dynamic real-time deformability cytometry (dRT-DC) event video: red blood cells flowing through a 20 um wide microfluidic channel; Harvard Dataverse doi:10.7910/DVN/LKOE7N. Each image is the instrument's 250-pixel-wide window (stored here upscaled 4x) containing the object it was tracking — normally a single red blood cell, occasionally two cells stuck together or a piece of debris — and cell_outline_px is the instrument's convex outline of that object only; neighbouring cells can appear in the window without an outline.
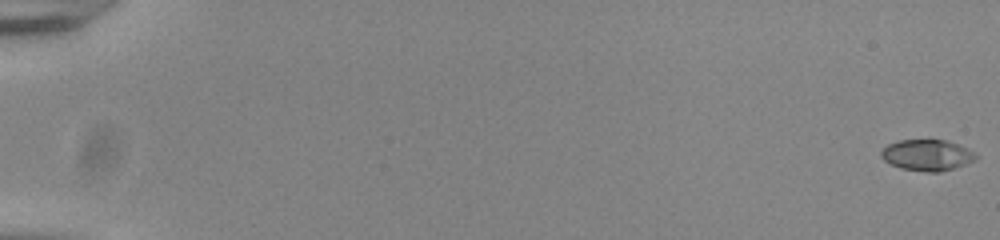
{"species": "common noctule bat (a hibernating species)", "species_latin": "Nyctalus noctula", "temperature_condition": "room temperature", "stored_images_in_passage": 56, "camera_frame_rate_fps": 3000, "um_per_image_px": 0.085, "animal": {"sex": "male", "body_mass_g": 20.0, "forearm_length_mm": 53.3}, "frame": {"image": 1, "passage_image": 1, "time_ms": 0.0, "image_size_px": [1000, 240], "cell_outline_px": [[976, 160], [956, 168], [940, 172], [928, 172], [900, 168], [884, 160], [880, 156], [880, 152], [888, 144], [900, 140], [948, 140], [976, 152]], "centroid_in_image_um": [78.83, 13.19], "position_along_channel_um": 6.2, "area_um2": 17.22}}
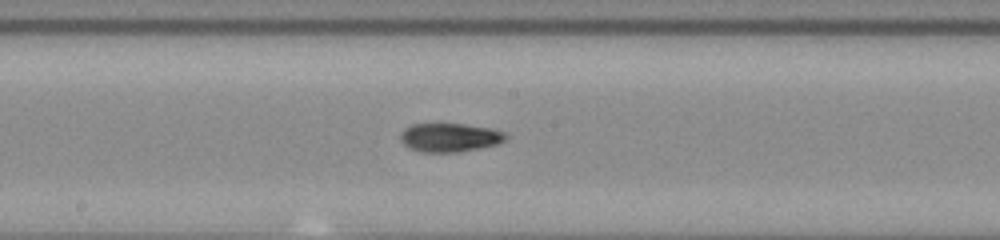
{"frame": {"image": 2, "passage_image": 32, "time_ms": 10.333, "image_size_px": [1000, 240], "cell_outline_px": [[508, 136], [504, 140], [496, 144], [480, 148], [460, 152], [420, 152], [408, 148], [400, 140], [400, 136], [404, 128], [412, 124], [464, 124], [492, 128], [504, 132]], "centroid_in_image_um": [38.21, 11.69], "position_along_channel_um": 210.0, "area_um2": 17.69}}
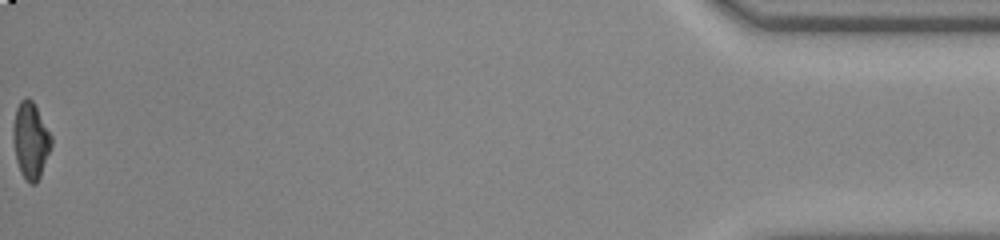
{"frame": {"image": 3, "passage_image": 56, "time_ms": 18.333, "image_size_px": [1000, 240], "cell_outline_px": [[52, 148], [40, 176], [36, 184], [28, 184], [20, 172], [16, 160], [12, 140], [12, 128], [16, 108], [20, 100], [24, 96], [28, 96], [32, 100], [52, 136]], "centroid_in_image_um": [2.59, 11.94], "position_along_channel_um": 432.6, "area_um2": 17.4}, "authors_computed_cell_mechanics": {"area_um2": 17.5134, "velocity_mm_per_s": 3.8825, "shape_relaxation_time_tau1_ms": 3.5728, "shape_relaxation_time_tau2_ms": 2.5468, "deformation_change_tau1": 0.171, "deformation_change_tau2": 0.0688}}